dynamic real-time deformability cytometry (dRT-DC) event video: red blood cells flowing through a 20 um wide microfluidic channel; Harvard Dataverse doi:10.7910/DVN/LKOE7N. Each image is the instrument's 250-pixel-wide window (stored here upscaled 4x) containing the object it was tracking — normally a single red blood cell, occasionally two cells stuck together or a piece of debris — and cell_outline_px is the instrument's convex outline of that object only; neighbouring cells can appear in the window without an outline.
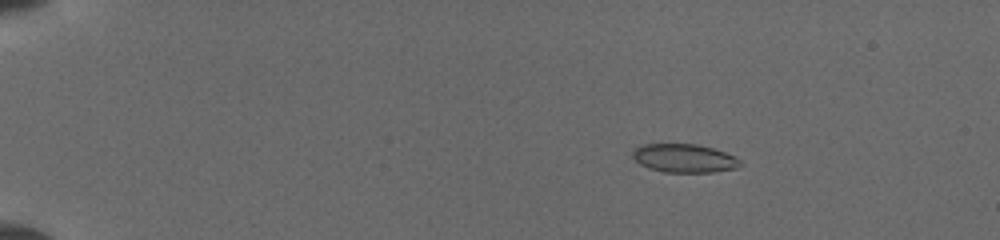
{"species": "common noctule bat (a hibernating species)", "species_latin": "Nyctalus noctula", "temperature_condition": "cold", "stored_images_in_passage": 7, "camera_frame_rate_fps": 3000, "um_per_image_px": 0.085, "animal": {"sex": "female", "body_mass_g": 19.5, "forearm_length_mm": 54.1}, "frame": {"image": 1, "passage_image": 3, "time_ms": 2.333, "image_size_px": [1000, 240], "cell_outline_px": [[744, 164], [736, 168], [712, 172], [664, 172], [648, 168], [640, 164], [632, 156], [632, 152], [636, 148], [644, 144], [696, 144], [712, 148], [724, 152], [740, 160]], "centroid_in_image_um": [58.16, 13.45], "position_along_channel_um": 26.8, "area_um2": 17.74}}
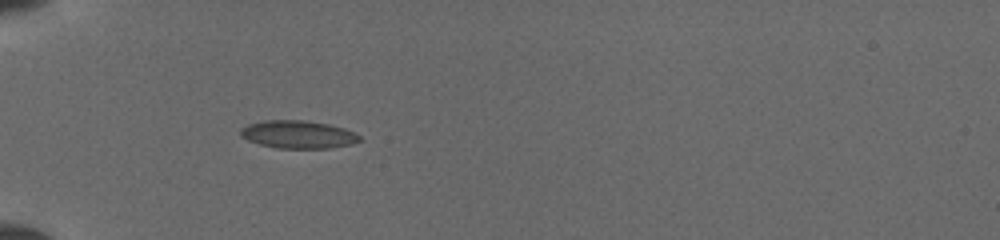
{"frame": {"image": 2, "passage_image": 6, "time_ms": 5.333, "image_size_px": [1000, 240], "cell_outline_px": [[360, 140], [352, 144], [328, 148], [276, 148], [260, 144], [248, 140], [240, 136], [240, 128], [248, 124], [264, 120], [304, 120], [328, 124], [344, 128], [360, 136]], "centroid_in_image_um": [25.3, 11.42], "position_along_channel_um": 59.7, "area_um2": 19.25}}